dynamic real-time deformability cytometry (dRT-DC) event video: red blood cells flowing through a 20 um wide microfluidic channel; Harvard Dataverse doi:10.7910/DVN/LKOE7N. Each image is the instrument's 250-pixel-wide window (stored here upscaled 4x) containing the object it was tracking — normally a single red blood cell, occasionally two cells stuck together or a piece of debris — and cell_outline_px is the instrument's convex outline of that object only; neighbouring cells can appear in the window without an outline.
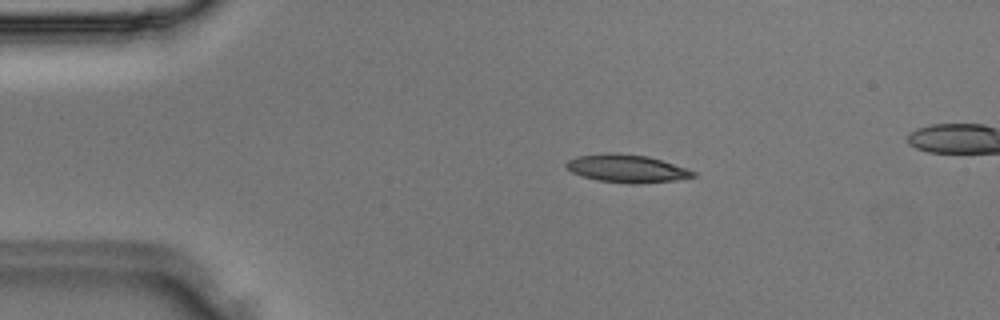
{"species": "Egyptian fruit bat (a non-hibernating species)", "species_latin": "Rousettus aegyptiacus", "temperature_condition": "room temperature", "stored_images_in_passage": 36, "camera_frame_rate_fps": 3000, "um_per_image_px": 0.085, "animal": {"sex": "male"}, "frame": {"image": 1, "passage_image": 5, "time_ms": 1.333, "image_size_px": [1000, 320], "cell_outline_px": [[696, 176], [676, 180], [636, 184], [632, 184], [596, 180], [572, 172], [564, 164], [568, 160], [580, 156], [604, 152], [612, 152], [648, 156], [688, 168], [696, 172]], "centroid_in_image_um": [53.31, 14.32], "position_along_channel_um": 31.7, "area_um2": 20.63}}
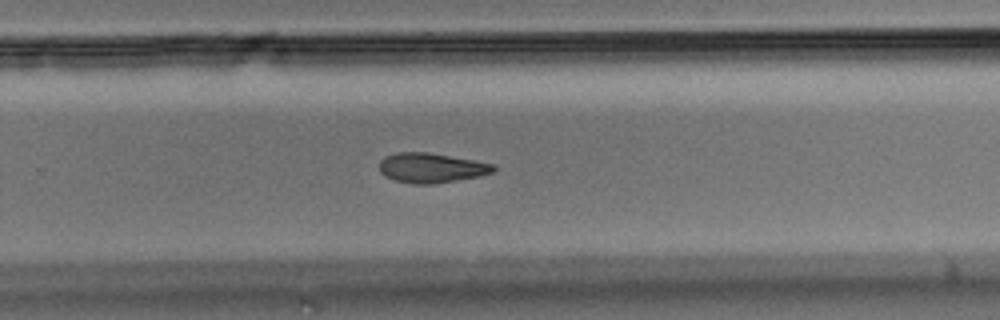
{"frame": {"image": 2, "passage_image": 22, "time_ms": 7.0, "image_size_px": [1000, 320], "cell_outline_px": [[496, 168], [492, 172], [480, 176], [432, 184], [412, 184], [396, 180], [384, 176], [380, 172], [380, 160], [384, 156], [396, 152], [428, 152], [496, 164]], "centroid_in_image_um": [36.64, 14.26], "position_along_channel_um": 293.2, "area_um2": 19.83}}
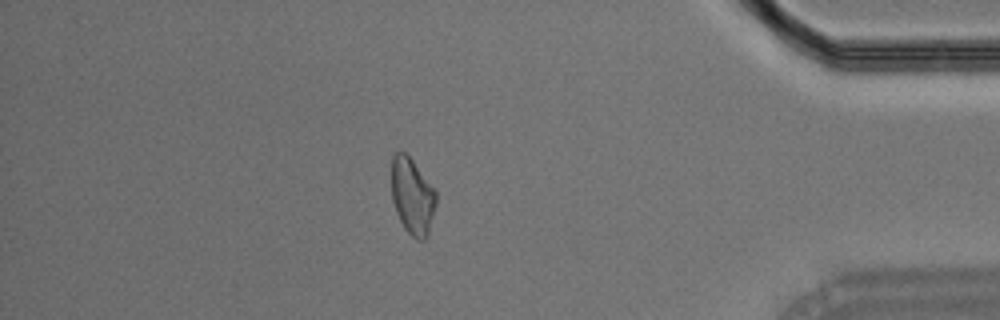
{"frame": {"image": 3, "passage_image": 30, "time_ms": 9.667, "image_size_px": [1000, 320], "cell_outline_px": [[436, 204], [428, 236], [424, 240], [416, 240], [404, 228], [396, 212], [392, 200], [392, 156], [396, 152], [404, 152], [412, 160], [436, 192]], "centroid_in_image_um": [35.05, 16.71], "position_along_channel_um": 400.2, "area_um2": 19.65}}